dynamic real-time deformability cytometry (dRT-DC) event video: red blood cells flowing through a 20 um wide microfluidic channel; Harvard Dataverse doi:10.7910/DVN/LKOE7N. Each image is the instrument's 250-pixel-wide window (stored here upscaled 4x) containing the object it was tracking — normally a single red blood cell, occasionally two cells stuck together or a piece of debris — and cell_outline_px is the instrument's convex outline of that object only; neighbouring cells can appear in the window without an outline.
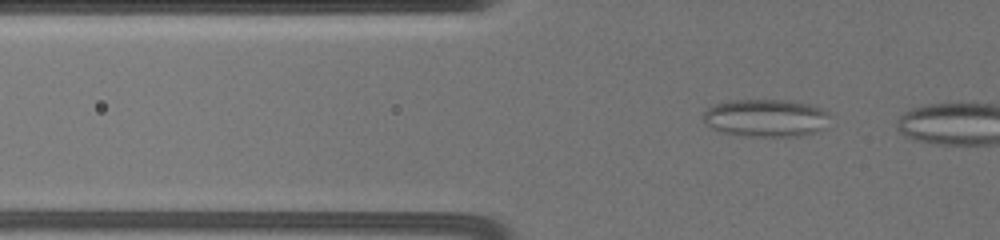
{"species": "common noctule bat (a hibernating species)", "species_latin": "Nyctalus noctula", "temperature_condition": "warm", "stored_images_in_passage": 6, "camera_frame_rate_fps": 3000, "um_per_image_px": 0.085, "animal": {"sex": "female", "body_mass_g": 19.5, "forearm_length_mm": 54.1}, "frame": {"image": 1, "passage_image": 4, "time_ms": 1.333, "image_size_px": [1000, 240], "cell_outline_px": [[828, 128], [800, 136], [744, 136], [720, 132], [704, 124], [704, 112], [708, 108], [716, 104], [732, 100], [780, 100], [808, 104], [824, 108], [828, 112]], "centroid_in_image_um": [65.12, 10.04], "position_along_channel_um": 60.7, "area_um2": 27.92}}